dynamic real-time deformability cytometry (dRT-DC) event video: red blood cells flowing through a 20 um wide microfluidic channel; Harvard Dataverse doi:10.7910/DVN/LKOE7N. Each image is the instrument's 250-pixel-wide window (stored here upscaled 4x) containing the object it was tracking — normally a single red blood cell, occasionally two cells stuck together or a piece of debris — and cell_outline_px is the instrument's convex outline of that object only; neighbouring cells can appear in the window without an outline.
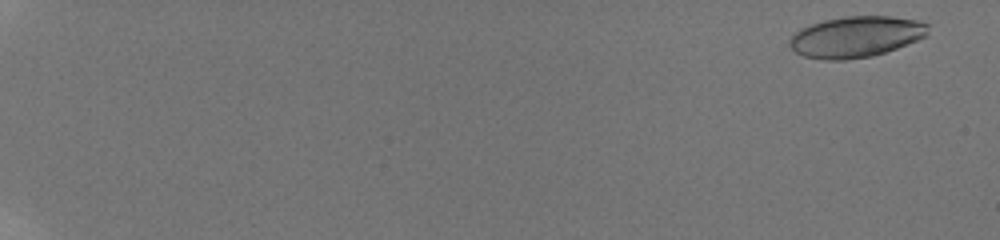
{"species": "human", "species_latin": "Homo sapiens", "temperature_condition": "room temperature", "stored_images_in_passage": 53, "camera_frame_rate_fps": 3000, "um_per_image_px": 0.085, "donor": {"sex": "male"}, "frame": {"image": 1, "passage_image": 9, "time_ms": 1.0, "image_size_px": [1000, 240], "cell_outline_px": [[928, 36], [896, 48], [872, 56], [844, 60], [824, 60], [804, 56], [796, 52], [788, 44], [788, 40], [800, 28], [824, 20], [844, 16], [892, 16], [916, 20], [928, 24]], "centroid_in_image_um": [72.75, 3.12], "position_along_channel_um": 12.2, "area_um2": 33.12}}
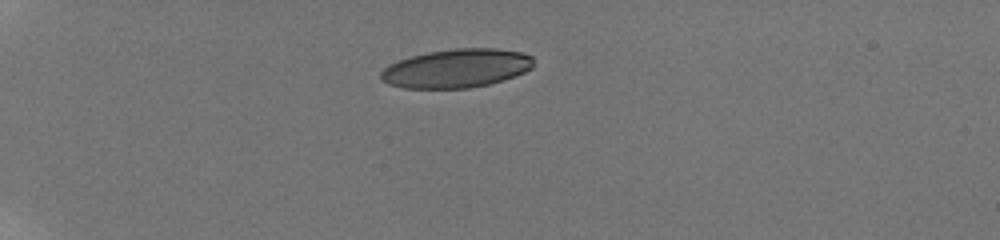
{"frame": {"image": 2, "passage_image": 41, "time_ms": 6.333, "image_size_px": [1000, 240], "cell_outline_px": [[532, 68], [524, 72], [488, 84], [468, 88], [404, 88], [388, 84], [380, 80], [380, 72], [388, 64], [412, 56], [428, 52], [456, 48], [496, 48], [520, 52], [532, 56]], "centroid_in_image_um": [38.75, 5.81], "position_along_channel_um": 46.2, "area_um2": 34.22}}